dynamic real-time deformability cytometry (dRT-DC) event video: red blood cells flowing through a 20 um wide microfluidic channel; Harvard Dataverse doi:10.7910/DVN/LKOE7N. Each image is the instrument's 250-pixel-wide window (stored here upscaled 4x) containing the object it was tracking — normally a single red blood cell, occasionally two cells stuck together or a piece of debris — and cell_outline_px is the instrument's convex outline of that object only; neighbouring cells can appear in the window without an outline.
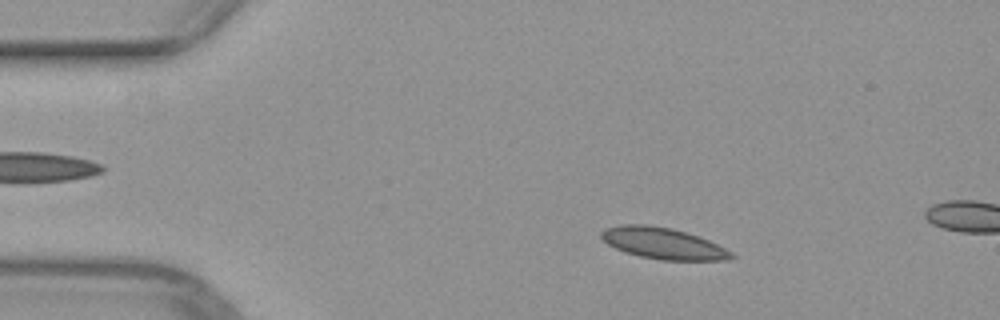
{"species": "common noctule bat (a hibernating species)", "species_latin": "Nyctalus noctula", "temperature_condition": "warm", "stored_images_in_passage": 13, "camera_frame_rate_fps": 3000, "um_per_image_px": 0.085, "animal": {"sex": "female", "body_mass_g": 29.2, "forearm_length_mm": 56.3}, "frame": {"image": 1, "passage_image": 8, "time_ms": 2.333, "image_size_px": [1000, 320], "cell_outline_px": [[736, 256], [728, 260], [660, 260], [640, 256], [624, 252], [608, 244], [600, 236], [600, 232], [604, 228], [620, 224], [648, 224], [672, 228], [708, 240], [732, 252]], "centroid_in_image_um": [56.32, 20.68], "position_along_channel_um": 28.7, "area_um2": 23.7}}